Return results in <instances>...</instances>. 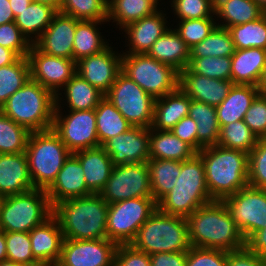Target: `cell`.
<instances>
[{
	"label": "cell",
	"mask_w": 266,
	"mask_h": 266,
	"mask_svg": "<svg viewBox=\"0 0 266 266\" xmlns=\"http://www.w3.org/2000/svg\"><path fill=\"white\" fill-rule=\"evenodd\" d=\"M188 68L208 78L231 81V57L190 58Z\"/></svg>",
	"instance_id": "bcb514c9"
},
{
	"label": "cell",
	"mask_w": 266,
	"mask_h": 266,
	"mask_svg": "<svg viewBox=\"0 0 266 266\" xmlns=\"http://www.w3.org/2000/svg\"><path fill=\"white\" fill-rule=\"evenodd\" d=\"M46 193L52 207L62 200L93 194L87 188L82 165L73 154L65 161Z\"/></svg>",
	"instance_id": "44dd1931"
},
{
	"label": "cell",
	"mask_w": 266,
	"mask_h": 266,
	"mask_svg": "<svg viewBox=\"0 0 266 266\" xmlns=\"http://www.w3.org/2000/svg\"><path fill=\"white\" fill-rule=\"evenodd\" d=\"M192 247L235 251L245 248V239L223 201L214 200L186 218Z\"/></svg>",
	"instance_id": "6da1fadb"
},
{
	"label": "cell",
	"mask_w": 266,
	"mask_h": 266,
	"mask_svg": "<svg viewBox=\"0 0 266 266\" xmlns=\"http://www.w3.org/2000/svg\"><path fill=\"white\" fill-rule=\"evenodd\" d=\"M122 73L154 99L179 87V73L147 54H122Z\"/></svg>",
	"instance_id": "9c48e42d"
},
{
	"label": "cell",
	"mask_w": 266,
	"mask_h": 266,
	"mask_svg": "<svg viewBox=\"0 0 266 266\" xmlns=\"http://www.w3.org/2000/svg\"><path fill=\"white\" fill-rule=\"evenodd\" d=\"M226 266H266V261L245 247L228 252Z\"/></svg>",
	"instance_id": "9f6ffc18"
},
{
	"label": "cell",
	"mask_w": 266,
	"mask_h": 266,
	"mask_svg": "<svg viewBox=\"0 0 266 266\" xmlns=\"http://www.w3.org/2000/svg\"><path fill=\"white\" fill-rule=\"evenodd\" d=\"M189 116L197 124V153L204 147L217 145L220 125L217 120L216 107L191 100Z\"/></svg>",
	"instance_id": "1f68e13d"
},
{
	"label": "cell",
	"mask_w": 266,
	"mask_h": 266,
	"mask_svg": "<svg viewBox=\"0 0 266 266\" xmlns=\"http://www.w3.org/2000/svg\"><path fill=\"white\" fill-rule=\"evenodd\" d=\"M53 214L46 190L32 189L0 200V229L30 232Z\"/></svg>",
	"instance_id": "ba28073f"
},
{
	"label": "cell",
	"mask_w": 266,
	"mask_h": 266,
	"mask_svg": "<svg viewBox=\"0 0 266 266\" xmlns=\"http://www.w3.org/2000/svg\"><path fill=\"white\" fill-rule=\"evenodd\" d=\"M19 56L12 50L0 46V67L14 63Z\"/></svg>",
	"instance_id": "94428289"
},
{
	"label": "cell",
	"mask_w": 266,
	"mask_h": 266,
	"mask_svg": "<svg viewBox=\"0 0 266 266\" xmlns=\"http://www.w3.org/2000/svg\"><path fill=\"white\" fill-rule=\"evenodd\" d=\"M25 154L34 188L47 190L72 153L50 129L31 132Z\"/></svg>",
	"instance_id": "8992f818"
},
{
	"label": "cell",
	"mask_w": 266,
	"mask_h": 266,
	"mask_svg": "<svg viewBox=\"0 0 266 266\" xmlns=\"http://www.w3.org/2000/svg\"><path fill=\"white\" fill-rule=\"evenodd\" d=\"M248 186L266 189V138H260L248 154Z\"/></svg>",
	"instance_id": "c3c4849f"
},
{
	"label": "cell",
	"mask_w": 266,
	"mask_h": 266,
	"mask_svg": "<svg viewBox=\"0 0 266 266\" xmlns=\"http://www.w3.org/2000/svg\"><path fill=\"white\" fill-rule=\"evenodd\" d=\"M28 79L30 66L27 57H19L14 63L0 67V108Z\"/></svg>",
	"instance_id": "ab89813d"
},
{
	"label": "cell",
	"mask_w": 266,
	"mask_h": 266,
	"mask_svg": "<svg viewBox=\"0 0 266 266\" xmlns=\"http://www.w3.org/2000/svg\"><path fill=\"white\" fill-rule=\"evenodd\" d=\"M0 266H23L21 264H18L17 262L11 261V260H4L0 262Z\"/></svg>",
	"instance_id": "003e7915"
},
{
	"label": "cell",
	"mask_w": 266,
	"mask_h": 266,
	"mask_svg": "<svg viewBox=\"0 0 266 266\" xmlns=\"http://www.w3.org/2000/svg\"><path fill=\"white\" fill-rule=\"evenodd\" d=\"M104 97L132 126L151 128L155 99L122 72Z\"/></svg>",
	"instance_id": "8fae6325"
},
{
	"label": "cell",
	"mask_w": 266,
	"mask_h": 266,
	"mask_svg": "<svg viewBox=\"0 0 266 266\" xmlns=\"http://www.w3.org/2000/svg\"><path fill=\"white\" fill-rule=\"evenodd\" d=\"M56 96L31 78L18 89L0 110L30 132L52 129Z\"/></svg>",
	"instance_id": "277c9868"
},
{
	"label": "cell",
	"mask_w": 266,
	"mask_h": 266,
	"mask_svg": "<svg viewBox=\"0 0 266 266\" xmlns=\"http://www.w3.org/2000/svg\"><path fill=\"white\" fill-rule=\"evenodd\" d=\"M34 189L25 152L0 154V197Z\"/></svg>",
	"instance_id": "cb8c5ba5"
},
{
	"label": "cell",
	"mask_w": 266,
	"mask_h": 266,
	"mask_svg": "<svg viewBox=\"0 0 266 266\" xmlns=\"http://www.w3.org/2000/svg\"><path fill=\"white\" fill-rule=\"evenodd\" d=\"M58 11L78 21H107L108 0H61Z\"/></svg>",
	"instance_id": "7bdbcfd3"
},
{
	"label": "cell",
	"mask_w": 266,
	"mask_h": 266,
	"mask_svg": "<svg viewBox=\"0 0 266 266\" xmlns=\"http://www.w3.org/2000/svg\"><path fill=\"white\" fill-rule=\"evenodd\" d=\"M260 8L264 11L266 9V0H254Z\"/></svg>",
	"instance_id": "a7ac6f4b"
},
{
	"label": "cell",
	"mask_w": 266,
	"mask_h": 266,
	"mask_svg": "<svg viewBox=\"0 0 266 266\" xmlns=\"http://www.w3.org/2000/svg\"><path fill=\"white\" fill-rule=\"evenodd\" d=\"M97 136L100 146L109 139L124 133L132 125L107 99L103 98L95 108Z\"/></svg>",
	"instance_id": "8d00e7d4"
},
{
	"label": "cell",
	"mask_w": 266,
	"mask_h": 266,
	"mask_svg": "<svg viewBox=\"0 0 266 266\" xmlns=\"http://www.w3.org/2000/svg\"><path fill=\"white\" fill-rule=\"evenodd\" d=\"M153 197H137L109 204L107 239L117 245L131 244L141 225L155 212Z\"/></svg>",
	"instance_id": "30bf717a"
},
{
	"label": "cell",
	"mask_w": 266,
	"mask_h": 266,
	"mask_svg": "<svg viewBox=\"0 0 266 266\" xmlns=\"http://www.w3.org/2000/svg\"><path fill=\"white\" fill-rule=\"evenodd\" d=\"M227 251L190 247L185 266H226Z\"/></svg>",
	"instance_id": "f5cc1de1"
},
{
	"label": "cell",
	"mask_w": 266,
	"mask_h": 266,
	"mask_svg": "<svg viewBox=\"0 0 266 266\" xmlns=\"http://www.w3.org/2000/svg\"><path fill=\"white\" fill-rule=\"evenodd\" d=\"M234 83L193 73L188 67L179 73V87L192 100L218 106Z\"/></svg>",
	"instance_id": "ffe728a7"
},
{
	"label": "cell",
	"mask_w": 266,
	"mask_h": 266,
	"mask_svg": "<svg viewBox=\"0 0 266 266\" xmlns=\"http://www.w3.org/2000/svg\"><path fill=\"white\" fill-rule=\"evenodd\" d=\"M99 194L108 204L137 197H152L147 162L114 166Z\"/></svg>",
	"instance_id": "4fadbf2b"
},
{
	"label": "cell",
	"mask_w": 266,
	"mask_h": 266,
	"mask_svg": "<svg viewBox=\"0 0 266 266\" xmlns=\"http://www.w3.org/2000/svg\"><path fill=\"white\" fill-rule=\"evenodd\" d=\"M197 152L187 143L176 137L171 130L149 128V155L152 159L186 161Z\"/></svg>",
	"instance_id": "f546056e"
},
{
	"label": "cell",
	"mask_w": 266,
	"mask_h": 266,
	"mask_svg": "<svg viewBox=\"0 0 266 266\" xmlns=\"http://www.w3.org/2000/svg\"><path fill=\"white\" fill-rule=\"evenodd\" d=\"M57 12L58 9L51 4L32 0L28 7L15 17L14 22L27 40L33 44L47 29Z\"/></svg>",
	"instance_id": "4dcf8cb0"
},
{
	"label": "cell",
	"mask_w": 266,
	"mask_h": 266,
	"mask_svg": "<svg viewBox=\"0 0 266 266\" xmlns=\"http://www.w3.org/2000/svg\"><path fill=\"white\" fill-rule=\"evenodd\" d=\"M211 3H213L214 5H216L220 0H209Z\"/></svg>",
	"instance_id": "89a4df30"
},
{
	"label": "cell",
	"mask_w": 266,
	"mask_h": 266,
	"mask_svg": "<svg viewBox=\"0 0 266 266\" xmlns=\"http://www.w3.org/2000/svg\"><path fill=\"white\" fill-rule=\"evenodd\" d=\"M81 163L87 188L99 194L105 187L114 167L111 157L100 146L72 153Z\"/></svg>",
	"instance_id": "d4e9b609"
},
{
	"label": "cell",
	"mask_w": 266,
	"mask_h": 266,
	"mask_svg": "<svg viewBox=\"0 0 266 266\" xmlns=\"http://www.w3.org/2000/svg\"><path fill=\"white\" fill-rule=\"evenodd\" d=\"M15 21L9 0H0V25Z\"/></svg>",
	"instance_id": "91938a15"
},
{
	"label": "cell",
	"mask_w": 266,
	"mask_h": 266,
	"mask_svg": "<svg viewBox=\"0 0 266 266\" xmlns=\"http://www.w3.org/2000/svg\"><path fill=\"white\" fill-rule=\"evenodd\" d=\"M7 259L5 232L0 229V262Z\"/></svg>",
	"instance_id": "be15d7a7"
},
{
	"label": "cell",
	"mask_w": 266,
	"mask_h": 266,
	"mask_svg": "<svg viewBox=\"0 0 266 266\" xmlns=\"http://www.w3.org/2000/svg\"><path fill=\"white\" fill-rule=\"evenodd\" d=\"M111 157L114 166L147 162L149 155V128L132 126L101 146Z\"/></svg>",
	"instance_id": "ac0fdd59"
},
{
	"label": "cell",
	"mask_w": 266,
	"mask_h": 266,
	"mask_svg": "<svg viewBox=\"0 0 266 266\" xmlns=\"http://www.w3.org/2000/svg\"><path fill=\"white\" fill-rule=\"evenodd\" d=\"M191 100L180 87L172 93L155 99L151 128L171 130L182 118L189 115Z\"/></svg>",
	"instance_id": "4316f807"
},
{
	"label": "cell",
	"mask_w": 266,
	"mask_h": 266,
	"mask_svg": "<svg viewBox=\"0 0 266 266\" xmlns=\"http://www.w3.org/2000/svg\"><path fill=\"white\" fill-rule=\"evenodd\" d=\"M214 18L189 19L179 21L178 29H174L181 39L192 48L202 42L217 26Z\"/></svg>",
	"instance_id": "7dc6e473"
},
{
	"label": "cell",
	"mask_w": 266,
	"mask_h": 266,
	"mask_svg": "<svg viewBox=\"0 0 266 266\" xmlns=\"http://www.w3.org/2000/svg\"><path fill=\"white\" fill-rule=\"evenodd\" d=\"M263 15L266 18V9L263 11Z\"/></svg>",
	"instance_id": "2644e50d"
},
{
	"label": "cell",
	"mask_w": 266,
	"mask_h": 266,
	"mask_svg": "<svg viewBox=\"0 0 266 266\" xmlns=\"http://www.w3.org/2000/svg\"><path fill=\"white\" fill-rule=\"evenodd\" d=\"M214 201L206 184L204 165L196 154L181 163L174 187L158 203L157 209L168 215L189 217L197 208Z\"/></svg>",
	"instance_id": "5b68a950"
},
{
	"label": "cell",
	"mask_w": 266,
	"mask_h": 266,
	"mask_svg": "<svg viewBox=\"0 0 266 266\" xmlns=\"http://www.w3.org/2000/svg\"><path fill=\"white\" fill-rule=\"evenodd\" d=\"M14 17L18 16L21 11L28 7L32 0H9Z\"/></svg>",
	"instance_id": "6125c7cd"
},
{
	"label": "cell",
	"mask_w": 266,
	"mask_h": 266,
	"mask_svg": "<svg viewBox=\"0 0 266 266\" xmlns=\"http://www.w3.org/2000/svg\"><path fill=\"white\" fill-rule=\"evenodd\" d=\"M171 131L197 152V124L189 115L182 118Z\"/></svg>",
	"instance_id": "11a10c76"
},
{
	"label": "cell",
	"mask_w": 266,
	"mask_h": 266,
	"mask_svg": "<svg viewBox=\"0 0 266 266\" xmlns=\"http://www.w3.org/2000/svg\"><path fill=\"white\" fill-rule=\"evenodd\" d=\"M243 121L260 138H266V95L260 93L250 105Z\"/></svg>",
	"instance_id": "816d5d0a"
},
{
	"label": "cell",
	"mask_w": 266,
	"mask_h": 266,
	"mask_svg": "<svg viewBox=\"0 0 266 266\" xmlns=\"http://www.w3.org/2000/svg\"><path fill=\"white\" fill-rule=\"evenodd\" d=\"M235 46L227 28L216 26L200 43L190 48V58L231 57Z\"/></svg>",
	"instance_id": "f35d334b"
},
{
	"label": "cell",
	"mask_w": 266,
	"mask_h": 266,
	"mask_svg": "<svg viewBox=\"0 0 266 266\" xmlns=\"http://www.w3.org/2000/svg\"><path fill=\"white\" fill-rule=\"evenodd\" d=\"M147 55L180 73L189 65L190 47L174 29H169L155 41Z\"/></svg>",
	"instance_id": "83f0119b"
},
{
	"label": "cell",
	"mask_w": 266,
	"mask_h": 266,
	"mask_svg": "<svg viewBox=\"0 0 266 266\" xmlns=\"http://www.w3.org/2000/svg\"><path fill=\"white\" fill-rule=\"evenodd\" d=\"M78 20L57 12L50 25L33 43L41 52L48 55L73 60V44Z\"/></svg>",
	"instance_id": "d6986e66"
},
{
	"label": "cell",
	"mask_w": 266,
	"mask_h": 266,
	"mask_svg": "<svg viewBox=\"0 0 266 266\" xmlns=\"http://www.w3.org/2000/svg\"><path fill=\"white\" fill-rule=\"evenodd\" d=\"M101 22L103 24L106 21L77 22L73 44V60L75 62L83 57L98 54L110 45L102 38L97 27Z\"/></svg>",
	"instance_id": "d590c367"
},
{
	"label": "cell",
	"mask_w": 266,
	"mask_h": 266,
	"mask_svg": "<svg viewBox=\"0 0 266 266\" xmlns=\"http://www.w3.org/2000/svg\"><path fill=\"white\" fill-rule=\"evenodd\" d=\"M109 204L100 194L62 200L53 206L64 239L95 240L107 238Z\"/></svg>",
	"instance_id": "7a4b0ae2"
},
{
	"label": "cell",
	"mask_w": 266,
	"mask_h": 266,
	"mask_svg": "<svg viewBox=\"0 0 266 266\" xmlns=\"http://www.w3.org/2000/svg\"><path fill=\"white\" fill-rule=\"evenodd\" d=\"M231 81L240 85H259L265 66L266 50L262 48L235 49L231 56Z\"/></svg>",
	"instance_id": "484cf974"
},
{
	"label": "cell",
	"mask_w": 266,
	"mask_h": 266,
	"mask_svg": "<svg viewBox=\"0 0 266 266\" xmlns=\"http://www.w3.org/2000/svg\"><path fill=\"white\" fill-rule=\"evenodd\" d=\"M222 201L245 240L266 227V189L247 186Z\"/></svg>",
	"instance_id": "5bb4252c"
},
{
	"label": "cell",
	"mask_w": 266,
	"mask_h": 266,
	"mask_svg": "<svg viewBox=\"0 0 266 266\" xmlns=\"http://www.w3.org/2000/svg\"><path fill=\"white\" fill-rule=\"evenodd\" d=\"M31 45L14 21L0 25V46L14 51L19 57H27Z\"/></svg>",
	"instance_id": "f907efd6"
},
{
	"label": "cell",
	"mask_w": 266,
	"mask_h": 266,
	"mask_svg": "<svg viewBox=\"0 0 266 266\" xmlns=\"http://www.w3.org/2000/svg\"><path fill=\"white\" fill-rule=\"evenodd\" d=\"M201 158L208 192L213 200L222 201L248 186V154L220 145L204 147Z\"/></svg>",
	"instance_id": "3957f363"
},
{
	"label": "cell",
	"mask_w": 266,
	"mask_h": 266,
	"mask_svg": "<svg viewBox=\"0 0 266 266\" xmlns=\"http://www.w3.org/2000/svg\"><path fill=\"white\" fill-rule=\"evenodd\" d=\"M181 161L152 159L147 161L152 197L158 203L177 182L181 171Z\"/></svg>",
	"instance_id": "e575fe53"
},
{
	"label": "cell",
	"mask_w": 266,
	"mask_h": 266,
	"mask_svg": "<svg viewBox=\"0 0 266 266\" xmlns=\"http://www.w3.org/2000/svg\"><path fill=\"white\" fill-rule=\"evenodd\" d=\"M161 11L158 10L122 28L128 35L129 42V51L123 54H147L155 41L170 29L166 26V14Z\"/></svg>",
	"instance_id": "603a6c76"
},
{
	"label": "cell",
	"mask_w": 266,
	"mask_h": 266,
	"mask_svg": "<svg viewBox=\"0 0 266 266\" xmlns=\"http://www.w3.org/2000/svg\"><path fill=\"white\" fill-rule=\"evenodd\" d=\"M30 78L50 90L55 96L62 95L60 89L77 73L76 62L41 52L34 44L27 55ZM60 92V93H59Z\"/></svg>",
	"instance_id": "9a60e30c"
},
{
	"label": "cell",
	"mask_w": 266,
	"mask_h": 266,
	"mask_svg": "<svg viewBox=\"0 0 266 266\" xmlns=\"http://www.w3.org/2000/svg\"><path fill=\"white\" fill-rule=\"evenodd\" d=\"M131 245L148 255L187 252L191 245L186 218L164 214L156 209L141 225Z\"/></svg>",
	"instance_id": "52a82bcc"
},
{
	"label": "cell",
	"mask_w": 266,
	"mask_h": 266,
	"mask_svg": "<svg viewBox=\"0 0 266 266\" xmlns=\"http://www.w3.org/2000/svg\"><path fill=\"white\" fill-rule=\"evenodd\" d=\"M76 72L105 95L122 72V54L108 46L98 54L79 59Z\"/></svg>",
	"instance_id": "e0dca14e"
},
{
	"label": "cell",
	"mask_w": 266,
	"mask_h": 266,
	"mask_svg": "<svg viewBox=\"0 0 266 266\" xmlns=\"http://www.w3.org/2000/svg\"><path fill=\"white\" fill-rule=\"evenodd\" d=\"M214 14L223 19L217 26L228 29L259 19L263 10L254 0H220L214 7Z\"/></svg>",
	"instance_id": "d6a6232c"
},
{
	"label": "cell",
	"mask_w": 266,
	"mask_h": 266,
	"mask_svg": "<svg viewBox=\"0 0 266 266\" xmlns=\"http://www.w3.org/2000/svg\"><path fill=\"white\" fill-rule=\"evenodd\" d=\"M235 49L262 48L266 50V18L228 28Z\"/></svg>",
	"instance_id": "60d3db41"
},
{
	"label": "cell",
	"mask_w": 266,
	"mask_h": 266,
	"mask_svg": "<svg viewBox=\"0 0 266 266\" xmlns=\"http://www.w3.org/2000/svg\"><path fill=\"white\" fill-rule=\"evenodd\" d=\"M171 5L180 20L215 17V5L209 0H172Z\"/></svg>",
	"instance_id": "681fc988"
},
{
	"label": "cell",
	"mask_w": 266,
	"mask_h": 266,
	"mask_svg": "<svg viewBox=\"0 0 266 266\" xmlns=\"http://www.w3.org/2000/svg\"><path fill=\"white\" fill-rule=\"evenodd\" d=\"M117 244L107 238L64 239L56 266H114Z\"/></svg>",
	"instance_id": "2e32d148"
},
{
	"label": "cell",
	"mask_w": 266,
	"mask_h": 266,
	"mask_svg": "<svg viewBox=\"0 0 266 266\" xmlns=\"http://www.w3.org/2000/svg\"><path fill=\"white\" fill-rule=\"evenodd\" d=\"M159 0H108V19L119 25V30L126 25L150 16L160 10ZM158 8V9H157Z\"/></svg>",
	"instance_id": "836d02e7"
},
{
	"label": "cell",
	"mask_w": 266,
	"mask_h": 266,
	"mask_svg": "<svg viewBox=\"0 0 266 266\" xmlns=\"http://www.w3.org/2000/svg\"><path fill=\"white\" fill-rule=\"evenodd\" d=\"M245 247L266 261V227L251 234L245 240Z\"/></svg>",
	"instance_id": "680465c9"
},
{
	"label": "cell",
	"mask_w": 266,
	"mask_h": 266,
	"mask_svg": "<svg viewBox=\"0 0 266 266\" xmlns=\"http://www.w3.org/2000/svg\"><path fill=\"white\" fill-rule=\"evenodd\" d=\"M7 259L23 266H42L31 249L28 232H5Z\"/></svg>",
	"instance_id": "f6af8a7d"
},
{
	"label": "cell",
	"mask_w": 266,
	"mask_h": 266,
	"mask_svg": "<svg viewBox=\"0 0 266 266\" xmlns=\"http://www.w3.org/2000/svg\"><path fill=\"white\" fill-rule=\"evenodd\" d=\"M149 256L150 266H185L187 252H161Z\"/></svg>",
	"instance_id": "6f0895ef"
},
{
	"label": "cell",
	"mask_w": 266,
	"mask_h": 266,
	"mask_svg": "<svg viewBox=\"0 0 266 266\" xmlns=\"http://www.w3.org/2000/svg\"><path fill=\"white\" fill-rule=\"evenodd\" d=\"M30 133L0 110V154L26 152Z\"/></svg>",
	"instance_id": "ee69618b"
},
{
	"label": "cell",
	"mask_w": 266,
	"mask_h": 266,
	"mask_svg": "<svg viewBox=\"0 0 266 266\" xmlns=\"http://www.w3.org/2000/svg\"><path fill=\"white\" fill-rule=\"evenodd\" d=\"M56 96V106L52 130L60 137L67 149L74 153L83 149L100 147L95 109L69 111L66 116L62 115L60 100Z\"/></svg>",
	"instance_id": "7c38bea8"
},
{
	"label": "cell",
	"mask_w": 266,
	"mask_h": 266,
	"mask_svg": "<svg viewBox=\"0 0 266 266\" xmlns=\"http://www.w3.org/2000/svg\"><path fill=\"white\" fill-rule=\"evenodd\" d=\"M34 1L51 4L55 6L57 9L59 8L60 2H61V0H34Z\"/></svg>",
	"instance_id": "03108f58"
},
{
	"label": "cell",
	"mask_w": 266,
	"mask_h": 266,
	"mask_svg": "<svg viewBox=\"0 0 266 266\" xmlns=\"http://www.w3.org/2000/svg\"><path fill=\"white\" fill-rule=\"evenodd\" d=\"M114 266H150V256L135 249L131 244L118 245L114 257Z\"/></svg>",
	"instance_id": "db71d44e"
},
{
	"label": "cell",
	"mask_w": 266,
	"mask_h": 266,
	"mask_svg": "<svg viewBox=\"0 0 266 266\" xmlns=\"http://www.w3.org/2000/svg\"><path fill=\"white\" fill-rule=\"evenodd\" d=\"M65 99L70 111L92 110L104 98V94L89 82L75 74L64 86Z\"/></svg>",
	"instance_id": "74e56055"
},
{
	"label": "cell",
	"mask_w": 266,
	"mask_h": 266,
	"mask_svg": "<svg viewBox=\"0 0 266 266\" xmlns=\"http://www.w3.org/2000/svg\"><path fill=\"white\" fill-rule=\"evenodd\" d=\"M260 93L257 86L234 84L227 97L216 106L220 128L231 122L243 120L250 105Z\"/></svg>",
	"instance_id": "f1b7e54d"
},
{
	"label": "cell",
	"mask_w": 266,
	"mask_h": 266,
	"mask_svg": "<svg viewBox=\"0 0 266 266\" xmlns=\"http://www.w3.org/2000/svg\"><path fill=\"white\" fill-rule=\"evenodd\" d=\"M257 141L258 137L251 131L248 125L243 120H239L220 128L217 145L249 154L256 146Z\"/></svg>",
	"instance_id": "b9f144b4"
},
{
	"label": "cell",
	"mask_w": 266,
	"mask_h": 266,
	"mask_svg": "<svg viewBox=\"0 0 266 266\" xmlns=\"http://www.w3.org/2000/svg\"><path fill=\"white\" fill-rule=\"evenodd\" d=\"M34 258L41 265H56L61 256L64 240L59 222L52 214L29 232Z\"/></svg>",
	"instance_id": "7402d4cb"
},
{
	"label": "cell",
	"mask_w": 266,
	"mask_h": 266,
	"mask_svg": "<svg viewBox=\"0 0 266 266\" xmlns=\"http://www.w3.org/2000/svg\"><path fill=\"white\" fill-rule=\"evenodd\" d=\"M258 88L262 94L266 95V66H265L261 81L258 85Z\"/></svg>",
	"instance_id": "e7e4bbea"
}]
</instances>
